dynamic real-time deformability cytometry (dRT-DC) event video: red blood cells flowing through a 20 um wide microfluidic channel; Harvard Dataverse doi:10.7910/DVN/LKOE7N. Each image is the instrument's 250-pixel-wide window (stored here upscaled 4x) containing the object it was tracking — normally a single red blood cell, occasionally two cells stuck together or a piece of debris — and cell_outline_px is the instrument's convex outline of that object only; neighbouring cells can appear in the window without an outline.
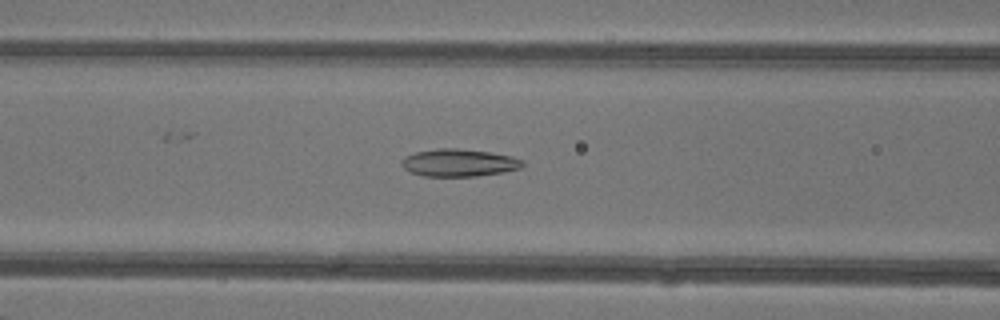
{"species": "common noctule bat (a hibernating species)", "species_latin": "Nyctalus noctula", "temperature_condition": "warm", "stored_images_in_passage": 44, "camera_frame_rate_fps": 3000, "um_per_image_px": 0.085, "animal": {"sex": "female"}, "frame": {"image": 1, "passage_image": 21, "time_ms": 6.667, "image_size_px": [1000, 320], "cell_outline_px": [[524, 164], [520, 168], [504, 172], [476, 176], [424, 176], [412, 172], [404, 168], [400, 164], [400, 160], [404, 156], [416, 152], [436, 148], [456, 148], [488, 152], [512, 156], [524, 160]], "centroid_in_image_um": [39.0, 13.83], "position_along_channel_um": 127.6, "area_um2": 19.42}}
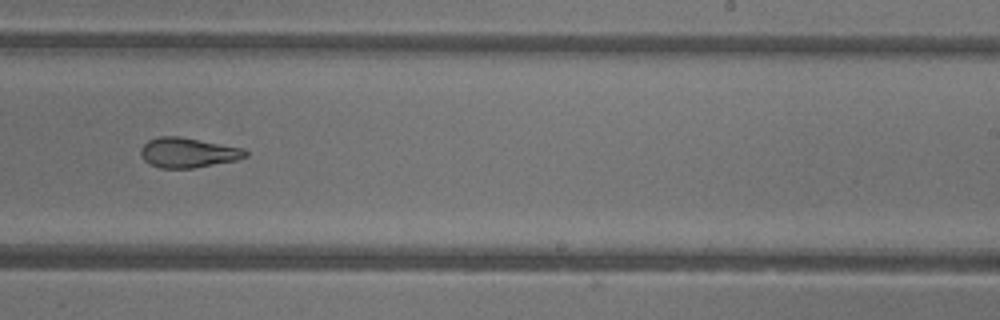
{"frame": {"image": 2, "passage_image": 31, "time_ms": 10.0, "image_size_px": [1000, 320], "cell_outline_px": [[248, 156], [236, 160], [192, 168], [160, 168], [144, 160], [140, 156], [140, 148], [148, 140], [160, 136], [180, 136], [244, 148], [248, 152]], "centroid_in_image_um": [15.97, 12.96], "position_along_channel_um": 273.0, "area_um2": 18.26}}
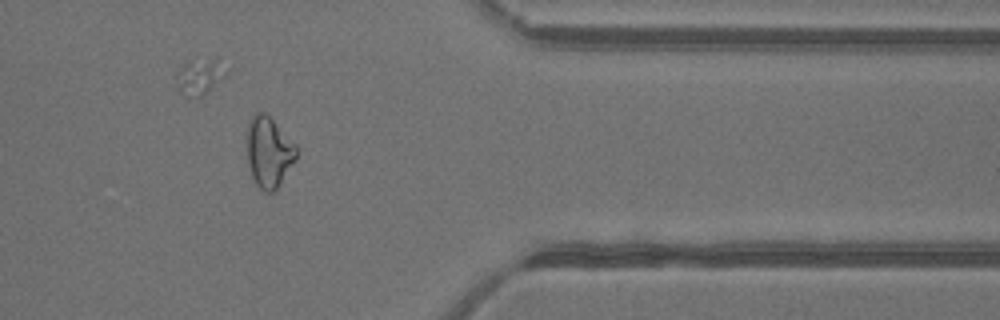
{"frame": {"image": 3, "passage_image": 40, "time_ms": 13.0, "image_size_px": [1000, 320], "cell_outline_px": [[296, 160], [276, 188], [272, 192], [264, 192], [256, 184], [252, 176], [248, 164], [248, 124], [252, 116], [256, 112], [264, 112], [296, 144]], "centroid_in_image_um": [22.85, 12.93], "position_along_channel_um": 388.5, "area_um2": 19.88}, "authors_computed_cell_mechanics": {"area_um2": 20.519, "velocity_mm_per_s": 4.3694, "shape_relaxation_time_tau1_ms": null, "shape_relaxation_time_tau2_ms": 2.5271, "deformation_change_tau1": null, "deformation_change_tau2": 0.1044}}